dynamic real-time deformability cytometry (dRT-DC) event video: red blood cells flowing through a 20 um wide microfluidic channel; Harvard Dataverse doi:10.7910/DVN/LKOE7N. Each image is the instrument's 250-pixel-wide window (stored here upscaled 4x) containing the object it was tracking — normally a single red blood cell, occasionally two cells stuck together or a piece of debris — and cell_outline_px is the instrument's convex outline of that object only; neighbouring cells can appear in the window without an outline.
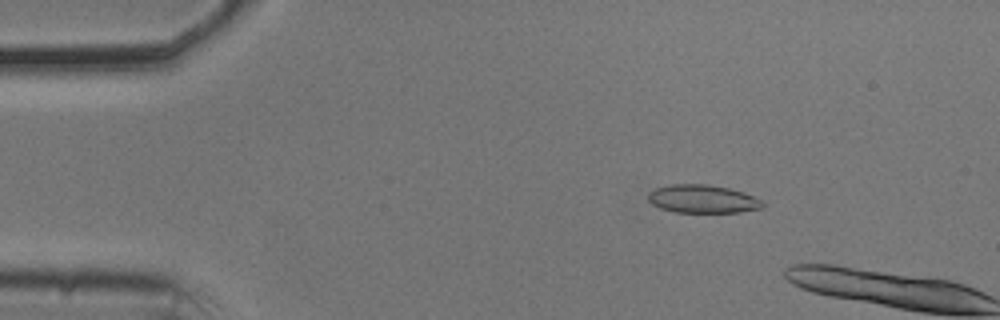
{"species": "common noctule bat (a hibernating species)", "species_latin": "Nyctalus noctula", "temperature_condition": "cold", "stored_images_in_passage": 8, "camera_frame_rate_fps": 3000, "um_per_image_px": 0.085, "animal": {"sex": "male", "body_mass_g": 20.5, "forearm_length_mm": 52.5}, "frame": {"image": 1, "passage_image": 7, "time_ms": 2.0, "image_size_px": [1000, 320], "cell_outline_px": [[764, 208], [740, 212], [672, 212], [660, 208], [652, 204], [648, 200], [648, 192], [656, 188], [672, 184], [708, 184], [728, 188], [744, 192], [760, 200], [764, 204]], "centroid_in_image_um": [59.71, 16.91], "position_along_channel_um": 25.3, "area_um2": 18.84}}